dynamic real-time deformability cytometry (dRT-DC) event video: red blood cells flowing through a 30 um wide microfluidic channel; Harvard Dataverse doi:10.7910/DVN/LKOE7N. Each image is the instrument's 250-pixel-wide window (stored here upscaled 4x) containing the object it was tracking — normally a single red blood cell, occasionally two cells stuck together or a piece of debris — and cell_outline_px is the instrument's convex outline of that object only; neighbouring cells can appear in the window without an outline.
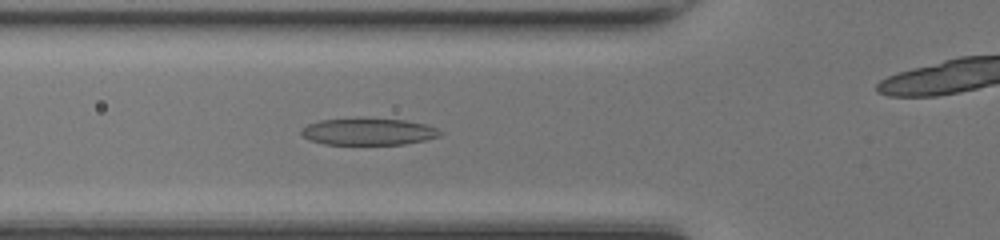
{"species": "common noctule bat (a hibernating species)", "species_latin": "Nyctalus noctula", "temperature_condition": "room temperature", "stored_images_in_passage": 47, "camera_frame_rate_fps": 3000, "um_per_image_px": 0.085, "animal": {"sex": "female", "body_mass_g": 17.0, "forearm_length_mm": 48.0}, "frame": {"image": 1, "passage_image": 17, "time_ms": 5.333, "image_size_px": [1000, 240], "cell_outline_px": [[444, 132], [440, 136], [424, 140], [404, 144], [324, 144], [308, 140], [300, 132], [300, 128], [308, 124], [320, 120], [360, 116], [404, 120], [428, 124]], "centroid_in_image_um": [31.29, 11.15], "position_along_channel_um": 94.5, "area_um2": 22.43}}
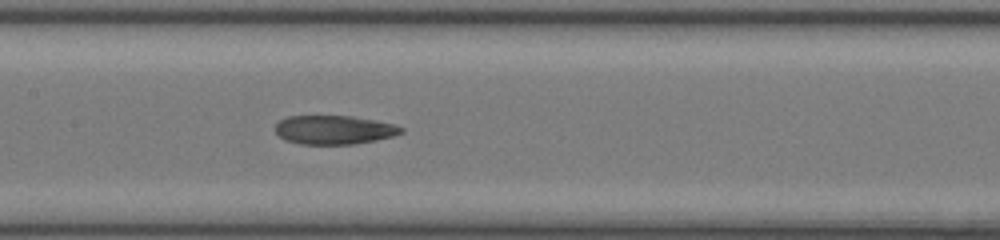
{"frame": {"image": 2, "passage_image": 23, "time_ms": 7.333, "image_size_px": [1000, 240], "cell_outline_px": [[404, 132], [392, 136], [376, 140], [352, 144], [300, 144], [288, 140], [280, 136], [276, 132], [276, 124], [280, 120], [288, 116], [352, 116], [392, 124], [404, 128]], "centroid_in_image_um": [28.4, 11.03], "position_along_channel_um": 179.0, "area_um2": 20.87}}
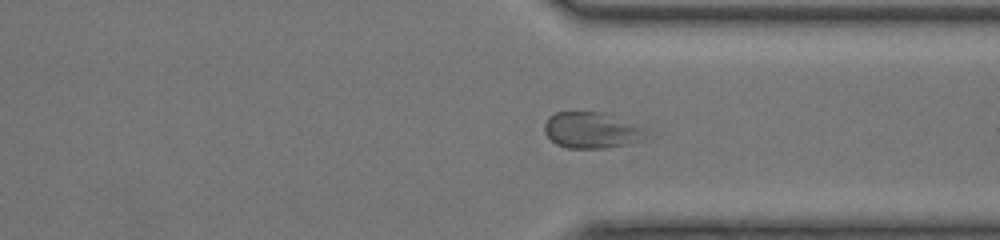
{"frame": {"image": 3, "passage_image": 36, "time_ms": 11.667, "image_size_px": [1000, 240], "cell_outline_px": [[644, 128], [640, 140], [608, 148], [568, 148], [556, 144], [544, 132], [544, 124], [548, 116], [556, 112], [604, 112]], "centroid_in_image_um": [50.18, 11.06], "position_along_channel_um": 361.2, "area_um2": 20.98}, "authors_computed_cell_mechanics": {"area_um2": 22.4264, "velocity_mm_per_s": 4.2032, "shape_relaxation_time_tau1_ms": null, "shape_relaxation_time_tau2_ms": 1.9266, "deformation_change_tau1": null, "deformation_change_tau2": 0.0816}}